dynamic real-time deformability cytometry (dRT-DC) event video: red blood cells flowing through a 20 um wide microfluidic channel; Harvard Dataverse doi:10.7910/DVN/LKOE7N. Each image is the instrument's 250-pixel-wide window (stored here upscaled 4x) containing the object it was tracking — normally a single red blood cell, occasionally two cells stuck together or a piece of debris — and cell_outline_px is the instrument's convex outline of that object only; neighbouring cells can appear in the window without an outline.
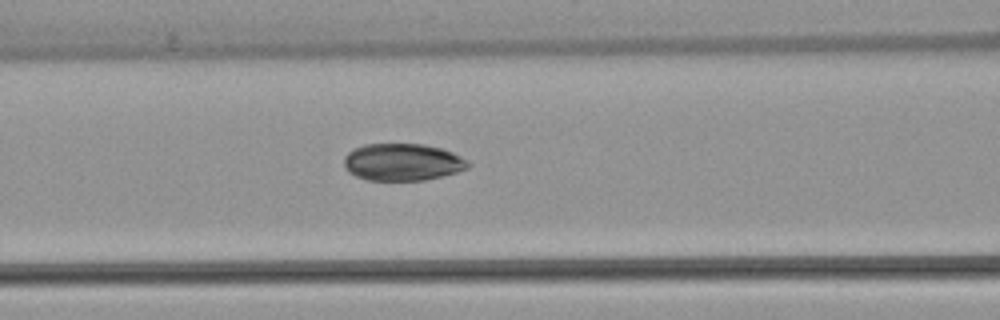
{"species": "common noctule bat (a hibernating species)", "species_latin": "Nyctalus noctula", "temperature_condition": "warm", "stored_images_in_passage": 4, "segment_of_instrument_passage": [1, 2], "camera_frame_rate_fps": 3000, "um_per_image_px": 0.085, "animal": {"sex": "female", "body_mass_g": 22.7, "forearm_length_mm": 54.2}, "frame": {"image": 1, "passage_image": 3, "time_ms": 3.333, "image_size_px": [1000, 320], "cell_outline_px": [[472, 164], [468, 168], [456, 172], [424, 180], [368, 180], [356, 176], [348, 172], [344, 168], [344, 156], [352, 148], [364, 144], [424, 144], [440, 148], [452, 152], [468, 160]], "centroid_in_image_um": [34.19, 13.77], "position_along_channel_um": 132.4, "area_um2": 26.99}}